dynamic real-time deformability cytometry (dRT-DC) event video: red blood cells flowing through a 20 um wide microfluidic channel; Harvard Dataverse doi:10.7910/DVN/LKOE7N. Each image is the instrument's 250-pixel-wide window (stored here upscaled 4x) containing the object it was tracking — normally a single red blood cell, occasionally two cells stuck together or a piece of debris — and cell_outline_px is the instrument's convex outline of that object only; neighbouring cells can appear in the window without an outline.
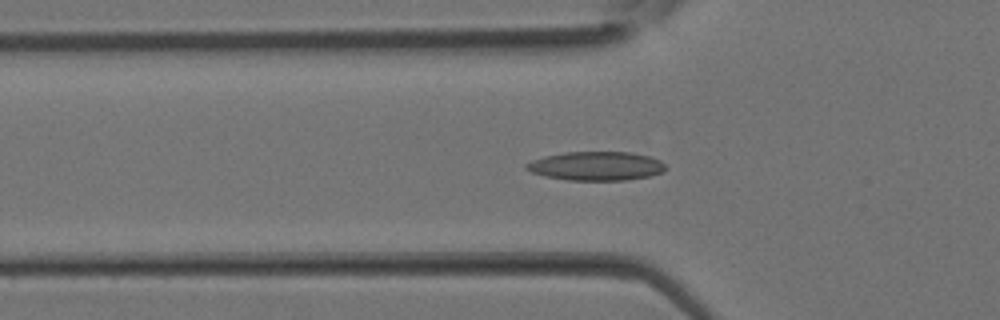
{"species": "Egyptian fruit bat (a non-hibernating species)", "species_latin": "Rousettus aegyptiacus", "temperature_condition": "room temperature", "stored_images_in_passage": 37, "camera_frame_rate_fps": 3000, "um_per_image_px": 0.085, "animal": {"sex": "female"}, "frame": {"image": 1, "passage_image": 12, "time_ms": 3.667, "image_size_px": [1000, 320], "cell_outline_px": [[664, 168], [660, 172], [648, 176], [624, 180], [568, 180], [544, 176], [532, 172], [524, 168], [524, 164], [532, 160], [544, 156], [564, 152], [632, 152], [648, 156], [660, 160], [664, 164]], "centroid_in_image_um": [50.61, 14.1], "position_along_channel_um": 75.2, "area_um2": 23.29}}
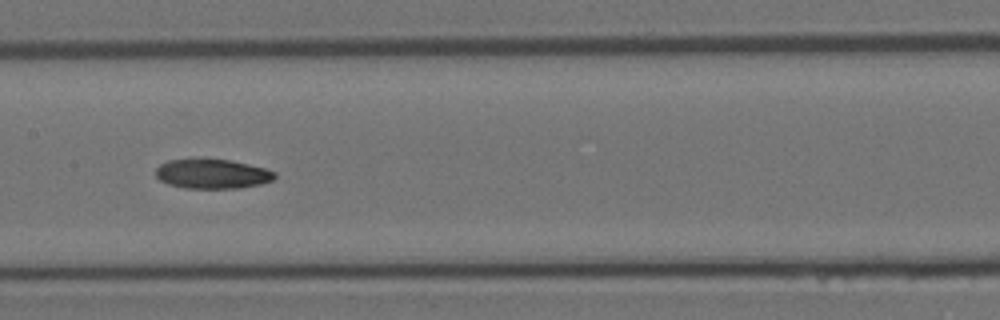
{"frame": {"image": 2, "passage_image": 18, "time_ms": 5.667, "image_size_px": [1000, 320], "cell_outline_px": [[276, 176], [272, 180], [260, 184], [240, 188], [184, 188], [168, 184], [160, 180], [156, 176], [156, 168], [160, 164], [168, 160], [232, 160], [264, 168], [276, 172]], "centroid_in_image_um": [18.05, 14.79], "position_along_channel_um": 189.4, "area_um2": 20.23}}
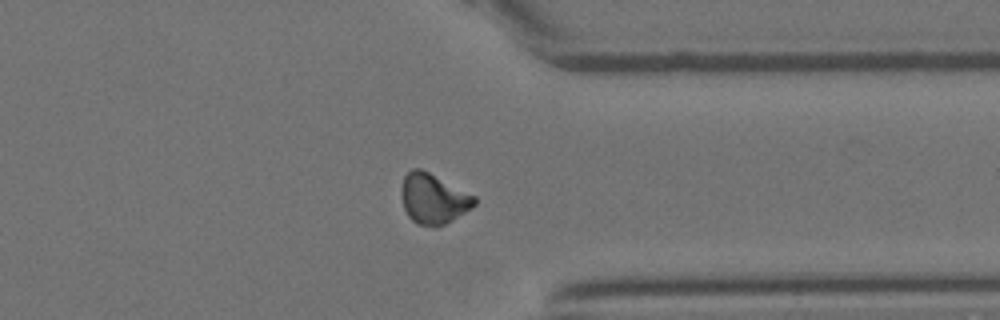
{"frame": {"image": 3, "passage_image": 28, "time_ms": 9.0, "image_size_px": [1000, 320], "cell_outline_px": [[476, 204], [464, 212], [444, 224], [436, 228], [432, 228], [416, 224], [408, 216], [404, 208], [400, 192], [400, 188], [404, 176], [412, 168], [420, 168], [476, 196]], "centroid_in_image_um": [36.79, 16.9], "position_along_channel_um": 374.6, "area_um2": 21.39}}